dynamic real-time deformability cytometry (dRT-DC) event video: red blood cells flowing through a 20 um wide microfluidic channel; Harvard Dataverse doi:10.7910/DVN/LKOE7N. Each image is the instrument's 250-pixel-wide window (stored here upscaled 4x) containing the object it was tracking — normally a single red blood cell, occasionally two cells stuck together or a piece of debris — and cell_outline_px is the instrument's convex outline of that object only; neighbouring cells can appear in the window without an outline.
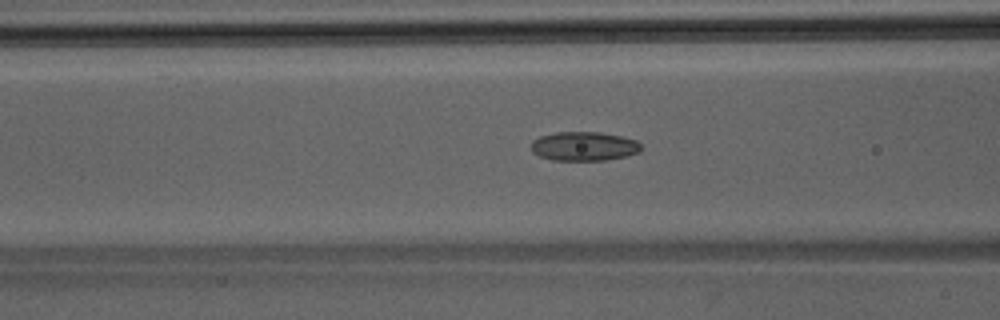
{"species": "Egyptian fruit bat (a non-hibernating species)", "species_latin": "Rousettus aegyptiacus", "temperature_condition": "room temperature", "stored_images_in_passage": 34, "camera_frame_rate_fps": 3000, "um_per_image_px": 0.085, "animal": {"sex": "male"}, "frame": {"image": 1, "passage_image": 6, "time_ms": 1.667, "image_size_px": [1000, 320], "cell_outline_px": [[644, 148], [640, 152], [628, 156], [604, 160], [552, 160], [540, 156], [532, 152], [532, 140], [540, 136], [556, 132], [600, 132], [624, 136], [636, 140]], "centroid_in_image_um": [49.68, 12.43], "position_along_channel_um": 116.9, "area_um2": 18.84}}
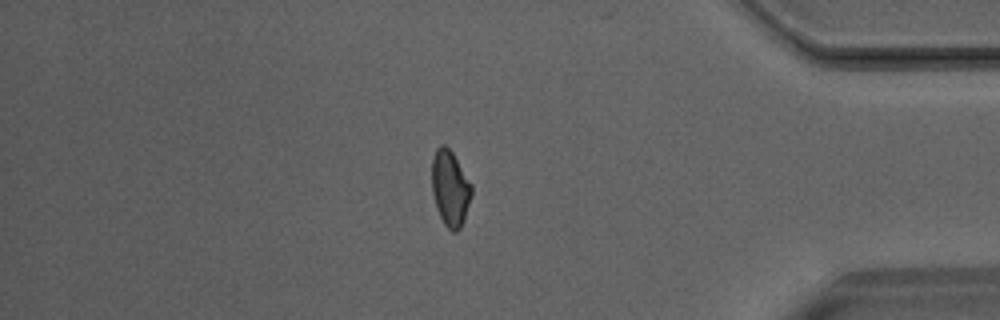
{"frame": {"image": 2, "passage_image": 27, "time_ms": 8.667, "image_size_px": [1000, 320], "cell_outline_px": [[472, 196], [464, 220], [460, 228], [456, 232], [452, 232], [444, 224], [436, 208], [432, 192], [432, 160], [436, 148], [440, 144], [444, 144], [452, 152], [472, 184]], "centroid_in_image_um": [38.27, 16.01], "position_along_channel_um": 396.9, "area_um2": 17.63}}
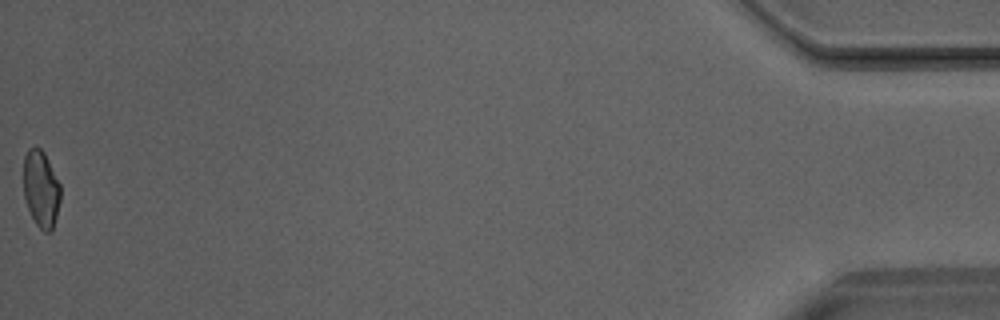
{"frame": {"image": 3, "passage_image": 34, "time_ms": 11.0, "image_size_px": [1000, 320], "cell_outline_px": [[60, 200], [56, 216], [52, 228], [48, 232], [44, 232], [36, 224], [28, 208], [24, 196], [24, 156], [28, 148], [40, 148], [44, 152], [60, 184]], "centroid_in_image_um": [3.48, 16.04], "position_along_channel_um": 431.7, "area_um2": 16.3}}